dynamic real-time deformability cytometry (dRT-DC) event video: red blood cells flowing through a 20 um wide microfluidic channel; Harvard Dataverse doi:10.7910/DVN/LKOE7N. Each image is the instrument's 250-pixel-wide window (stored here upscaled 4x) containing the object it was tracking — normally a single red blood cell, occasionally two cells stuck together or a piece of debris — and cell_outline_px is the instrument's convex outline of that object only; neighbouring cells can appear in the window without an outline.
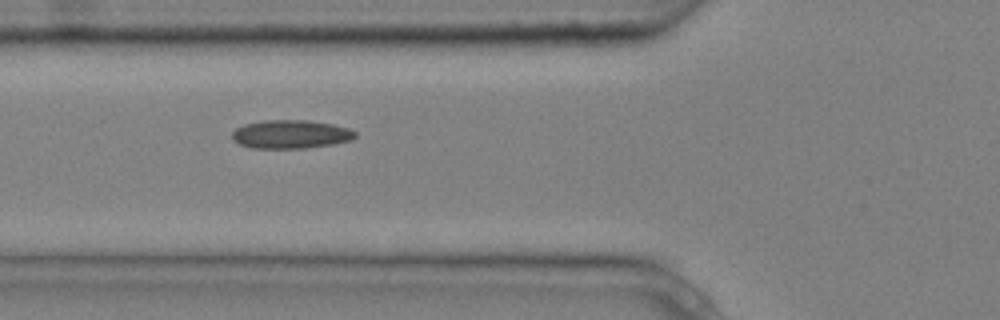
{"species": "common noctule bat (a hibernating species)", "species_latin": "Nyctalus noctula", "temperature_condition": "cold", "stored_images_in_passage": 9, "camera_frame_rate_fps": 3000, "um_per_image_px": 0.085, "animal": {"sex": "male", "body_mass_g": 20.4}, "frame": {"image": 1, "passage_image": 6, "time_ms": 1.667, "image_size_px": [1000, 320], "cell_outline_px": [[356, 136], [352, 140], [332, 144], [304, 148], [252, 148], [240, 144], [232, 140], [232, 132], [236, 128], [244, 124], [264, 120], [308, 120], [332, 124], [348, 128], [356, 132]], "centroid_in_image_um": [24.7, 11.41], "position_along_channel_um": 101.1, "area_um2": 20.46}}